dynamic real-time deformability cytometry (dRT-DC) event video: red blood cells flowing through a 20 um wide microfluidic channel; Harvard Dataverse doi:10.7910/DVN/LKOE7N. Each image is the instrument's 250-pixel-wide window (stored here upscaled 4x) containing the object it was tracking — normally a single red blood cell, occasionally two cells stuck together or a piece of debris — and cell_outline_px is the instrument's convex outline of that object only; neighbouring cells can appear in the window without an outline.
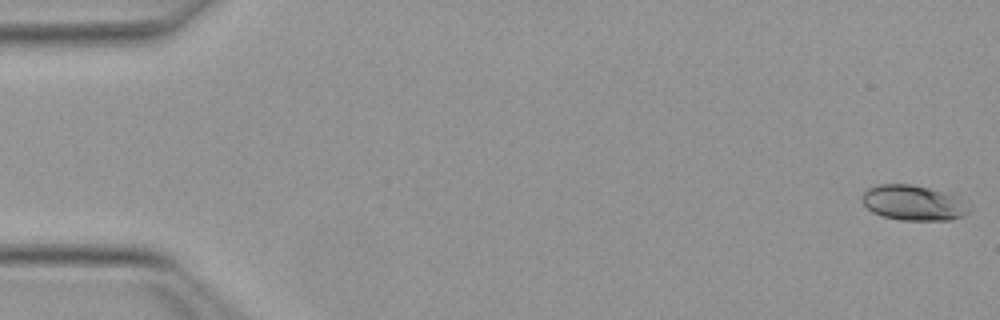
{"species": "Egyptian fruit bat (a non-hibernating species)", "species_latin": "Rousettus aegyptiacus", "temperature_condition": "warm", "stored_images_in_passage": 51, "camera_frame_rate_fps": 3000, "um_per_image_px": 0.085, "animal": {"sex": "female"}, "frame": {"image": 1, "passage_image": 1, "time_ms": 0.0, "image_size_px": [1000, 320], "cell_outline_px": [[972, 208], [964, 216], [948, 220], [900, 220], [884, 216], [872, 212], [860, 200], [860, 196], [868, 188], [880, 184], [912, 184], [928, 188], [956, 196]], "centroid_in_image_um": [77.61, 17.24], "position_along_channel_um": 7.4, "area_um2": 21.91}}
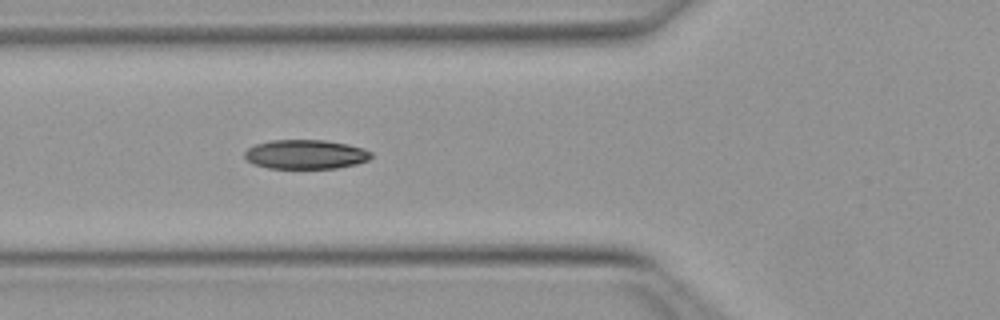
{"frame": {"image": 2, "passage_image": 19, "time_ms": 6.0, "image_size_px": [1000, 320], "cell_outline_px": [[372, 156], [368, 160], [356, 164], [336, 168], [268, 168], [256, 164], [248, 160], [244, 156], [244, 152], [248, 148], [256, 144], [272, 140], [324, 140], [348, 144], [364, 148], [372, 152]], "centroid_in_image_um": [26.01, 13.11], "position_along_channel_um": 99.8, "area_um2": 21.5}}
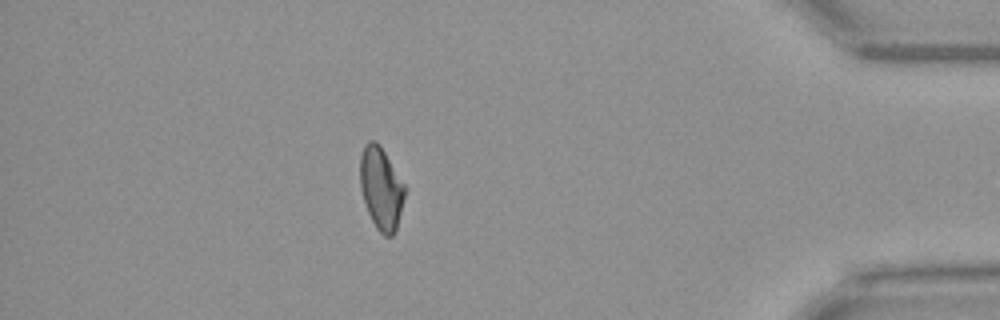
{"frame": {"image": 3, "passage_image": 45, "time_ms": 14.667, "image_size_px": [1000, 320], "cell_outline_px": [[404, 196], [396, 228], [392, 236], [384, 236], [376, 228], [368, 212], [360, 188], [360, 156], [364, 144], [368, 140], [376, 140], [380, 144], [404, 184]], "centroid_in_image_um": [32.36, 15.96], "position_along_channel_um": 402.8, "area_um2": 21.21}, "authors_computed_cell_mechanics": {"area_um2": 21.5594, "velocity_mm_per_s": 4.0126, "shape_relaxation_time_tau1_ms": 5.2689, "shape_relaxation_time_tau2_ms": 3.1225, "deformation_change_tau1": 0.1609, "deformation_change_tau2": 0.085}}